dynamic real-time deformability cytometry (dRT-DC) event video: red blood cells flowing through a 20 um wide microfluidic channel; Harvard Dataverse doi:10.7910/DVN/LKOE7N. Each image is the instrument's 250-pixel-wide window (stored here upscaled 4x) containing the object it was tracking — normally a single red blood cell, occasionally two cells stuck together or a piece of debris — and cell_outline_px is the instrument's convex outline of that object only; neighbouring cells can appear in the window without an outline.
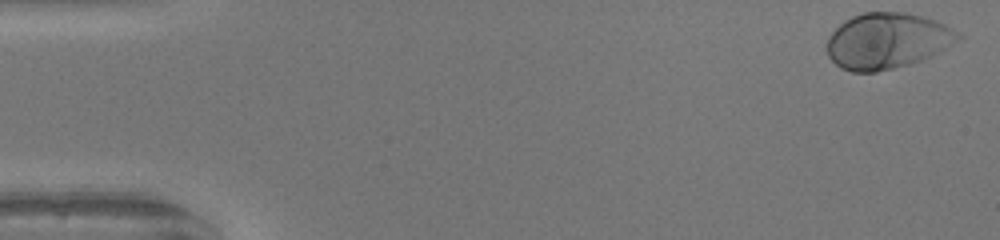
{"species": "human", "species_latin": "Homo sapiens", "temperature_condition": "warm", "stored_images_in_passage": 41, "camera_frame_rate_fps": 3000, "um_per_image_px": 0.085, "donor": {"sex": "female"}, "frame": {"image": 1, "passage_image": 1, "time_ms": 0.0, "image_size_px": [1000, 240], "cell_outline_px": [[964, 36], [936, 52], [920, 60], [908, 64], [876, 72], [852, 72], [840, 68], [828, 56], [828, 36], [844, 20], [852, 16], [864, 12], [904, 12], [924, 16], [944, 24], [952, 28]], "centroid_in_image_um": [75.37, 3.46], "position_along_channel_um": 9.6, "area_um2": 42.25}}
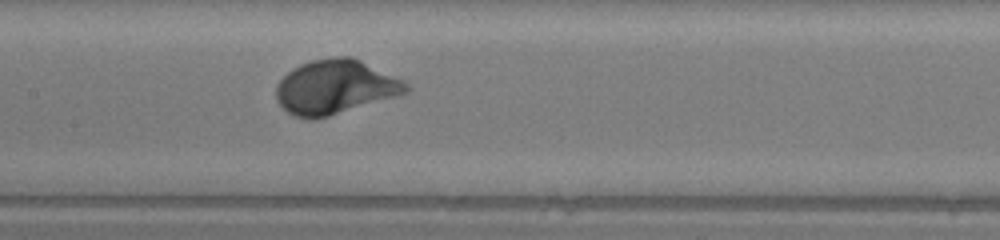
{"frame": {"image": 2, "passage_image": 24, "time_ms": 7.667, "image_size_px": [1000, 240], "cell_outline_px": [[412, 88], [408, 92], [328, 116], [312, 120], [308, 120], [296, 116], [288, 112], [276, 100], [276, 84], [292, 68], [300, 64], [312, 60], [332, 56], [352, 56], [404, 80]], "centroid_in_image_um": [28.48, 7.38], "position_along_channel_um": 178.9, "area_um2": 40.98}}
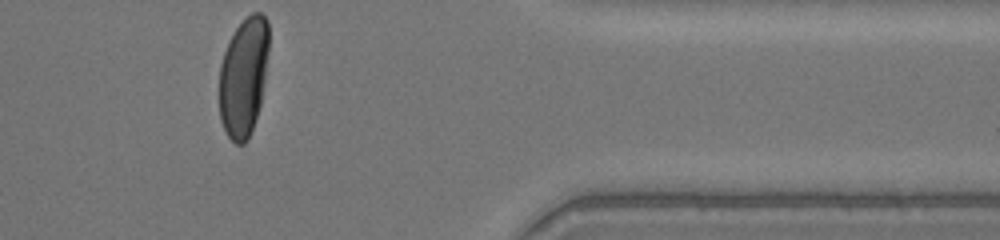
{"frame": {"image": 3, "passage_image": 41, "time_ms": 13.333, "image_size_px": [1000, 240], "cell_outline_px": [[268, 52], [264, 80], [260, 104], [252, 128], [244, 144], [236, 144], [228, 136], [220, 120], [220, 64], [224, 52], [236, 28], [252, 12], [260, 12], [268, 20]], "centroid_in_image_um": [20.7, 6.51], "position_along_channel_um": 390.7, "area_um2": 33.87}, "authors_computed_cell_mechanics": {"area_um2": 40.46, "velocity_mm_per_s": 4.1334, "shape_relaxation_time_tau1_ms": 1.6871, "shape_relaxation_time_tau2_ms": null, "deformation_change_tau1": 0.1706, "deformation_change_tau2": null}}